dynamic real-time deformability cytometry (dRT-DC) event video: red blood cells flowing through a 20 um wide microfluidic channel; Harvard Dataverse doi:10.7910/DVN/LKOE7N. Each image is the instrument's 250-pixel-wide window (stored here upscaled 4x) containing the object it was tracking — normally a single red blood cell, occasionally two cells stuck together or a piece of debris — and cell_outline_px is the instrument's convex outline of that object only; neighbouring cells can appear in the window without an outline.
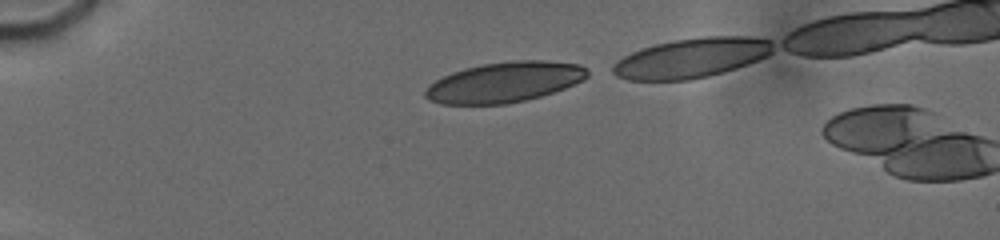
{"species": "human", "species_latin": "Homo sapiens", "temperature_condition": "cold", "stored_images_in_passage": 3, "camera_frame_rate_fps": 3000, "um_per_image_px": 0.085, "donor": {"sex": "male"}, "frame": {"image": 1, "passage_image": 1, "time_ms": 0.0, "image_size_px": [1000, 240], "cell_outline_px": [[588, 76], [584, 80], [564, 88], [540, 96], [524, 100], [504, 104], [440, 104], [428, 100], [424, 96], [424, 92], [436, 80], [452, 72], [464, 68], [484, 64], [512, 60], [544, 60], [580, 64], [588, 68]], "centroid_in_image_um": [42.9, 6.98], "position_along_channel_um": 42.1, "area_um2": 37.97}}